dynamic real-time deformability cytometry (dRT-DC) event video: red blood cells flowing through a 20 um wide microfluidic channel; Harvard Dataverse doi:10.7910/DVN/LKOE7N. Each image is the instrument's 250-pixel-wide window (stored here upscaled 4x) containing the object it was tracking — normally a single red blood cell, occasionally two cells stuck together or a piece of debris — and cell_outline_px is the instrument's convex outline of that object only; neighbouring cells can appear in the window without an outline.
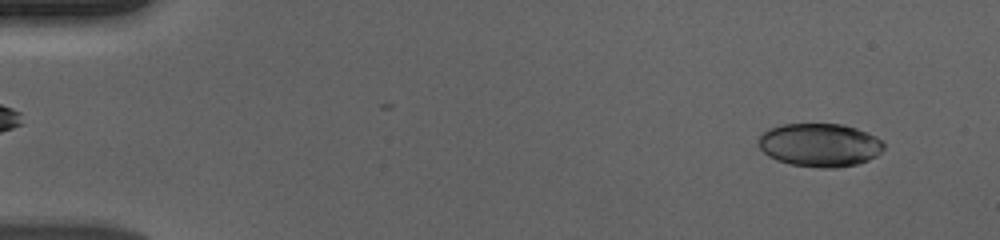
{"species": "human", "species_latin": "Homo sapiens", "temperature_condition": "cold", "stored_images_in_passage": 56, "camera_frame_rate_fps": 3000, "um_per_image_px": 0.085, "donor": {"sex": "male"}, "frame": {"image": 1, "passage_image": 4, "time_ms": 1.0, "image_size_px": [1000, 240], "cell_outline_px": [[884, 148], [876, 156], [868, 160], [856, 164], [836, 168], [820, 168], [792, 164], [776, 160], [768, 156], [756, 144], [756, 140], [768, 128], [784, 124], [844, 124], [856, 128], [876, 136], [884, 144]], "centroid_in_image_um": [69.65, 12.32], "position_along_channel_um": 15.3, "area_um2": 31.79}}
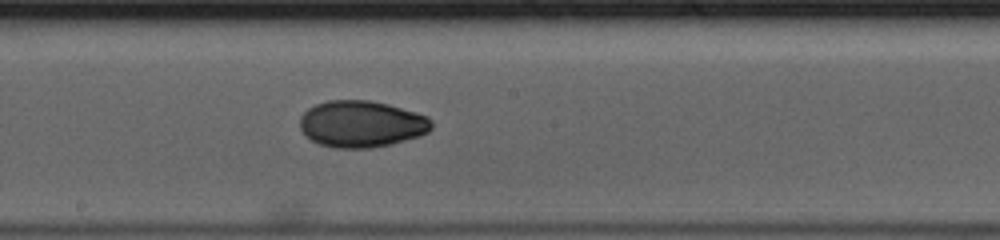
{"frame": {"image": 2, "passage_image": 31, "time_ms": 10.0, "image_size_px": [1000, 240], "cell_outline_px": [[432, 128], [428, 132], [420, 136], [372, 148], [336, 148], [320, 144], [312, 140], [300, 128], [300, 116], [308, 108], [316, 104], [328, 100], [368, 100], [388, 104], [416, 112], [428, 116], [432, 120]], "centroid_in_image_um": [30.74, 10.53], "position_along_channel_um": 217.5, "area_um2": 35.72}}
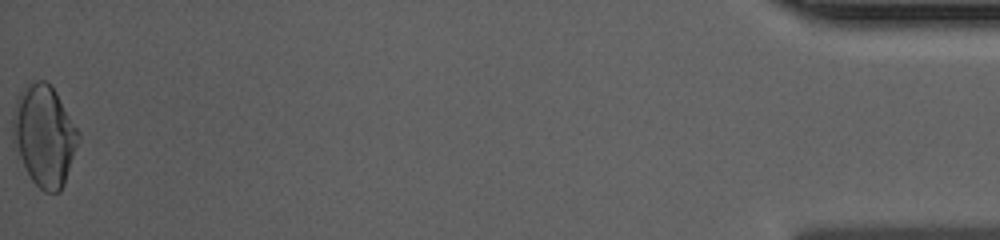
{"frame": {"image": 3, "passage_image": 56, "time_ms": 18.333, "image_size_px": [1000, 240], "cell_outline_px": [[80, 140], [64, 184], [60, 192], [44, 192], [32, 180], [12, 144], [12, 116], [16, 96], [24, 84], [28, 80], [44, 80], [56, 92], [80, 132]], "centroid_in_image_um": [3.74, 11.49], "position_along_channel_um": 431.5, "area_um2": 39.13}, "authors_computed_cell_mechanics": {"area_um2": 34.4199, "velocity_mm_per_s": 3.6849, "shape_relaxation_time_tau1_ms": 7.5435, "shape_relaxation_time_tau2_ms": 2.2155, "deformation_change_tau1": 0.1979, "deformation_change_tau2": 0.0467}}